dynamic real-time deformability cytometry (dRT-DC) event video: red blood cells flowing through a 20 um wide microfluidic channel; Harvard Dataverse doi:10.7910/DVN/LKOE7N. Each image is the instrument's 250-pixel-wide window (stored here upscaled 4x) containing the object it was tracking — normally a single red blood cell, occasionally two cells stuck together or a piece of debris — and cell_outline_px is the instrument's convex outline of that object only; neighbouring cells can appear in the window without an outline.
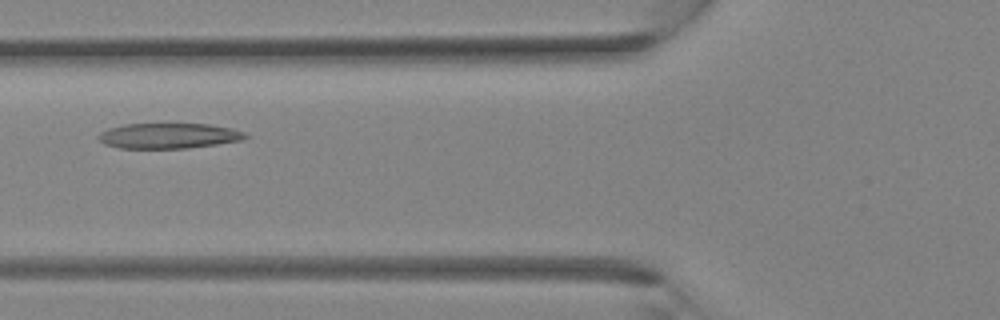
{"species": "Egyptian fruit bat (a non-hibernating species)", "species_latin": "Rousettus aegyptiacus", "temperature_condition": "room temperature", "stored_images_in_passage": 24, "camera_frame_rate_fps": 3000, "um_per_image_px": 0.085, "animal": {"sex": "female"}, "frame": {"image": 1, "passage_image": 4, "time_ms": 1.0, "image_size_px": [1000, 320], "cell_outline_px": [[248, 136], [240, 140], [216, 144], [188, 148], [120, 148], [104, 144], [96, 136], [100, 132], [108, 128], [124, 124], [208, 124], [232, 128], [244, 132]], "centroid_in_image_um": [14.29, 11.54], "position_along_channel_um": 111.5, "area_um2": 21.62}}
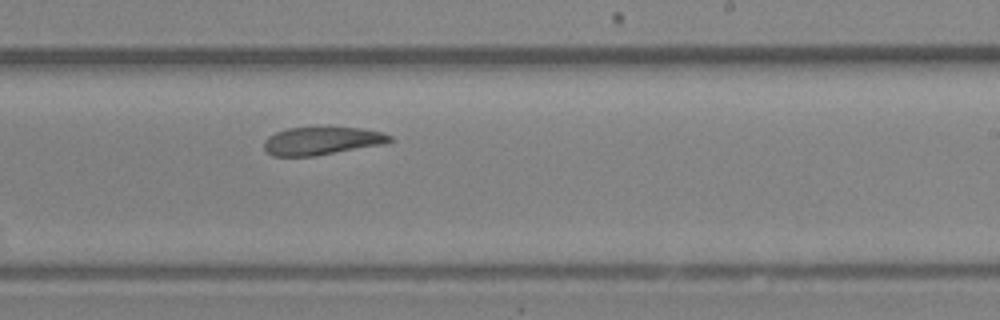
{"frame": {"image": 2, "passage_image": 12, "time_ms": 3.667, "image_size_px": [1000, 320], "cell_outline_px": [[392, 140], [384, 144], [312, 156], [272, 156], [264, 148], [264, 140], [268, 136], [276, 132], [288, 128], [320, 124], [360, 128], [380, 132], [392, 136]], "centroid_in_image_um": [27.33, 11.92], "position_along_channel_um": 261.7, "area_um2": 21.15}}
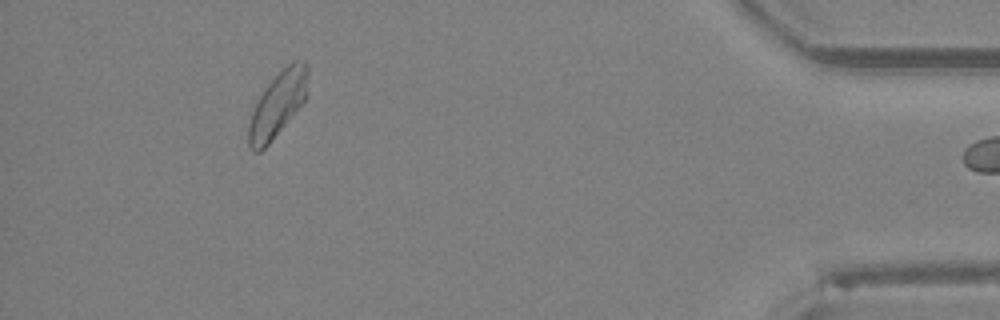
{"frame": {"image": 3, "passage_image": 23, "time_ms": 7.333, "image_size_px": [1000, 320], "cell_outline_px": [[308, 72], [304, 100], [268, 144], [260, 152], [252, 152], [248, 148], [248, 124], [252, 108], [264, 88], [292, 60], [304, 60], [308, 64]], "centroid_in_image_um": [23.55, 8.88], "position_along_channel_um": 411.7, "area_um2": 22.08}}